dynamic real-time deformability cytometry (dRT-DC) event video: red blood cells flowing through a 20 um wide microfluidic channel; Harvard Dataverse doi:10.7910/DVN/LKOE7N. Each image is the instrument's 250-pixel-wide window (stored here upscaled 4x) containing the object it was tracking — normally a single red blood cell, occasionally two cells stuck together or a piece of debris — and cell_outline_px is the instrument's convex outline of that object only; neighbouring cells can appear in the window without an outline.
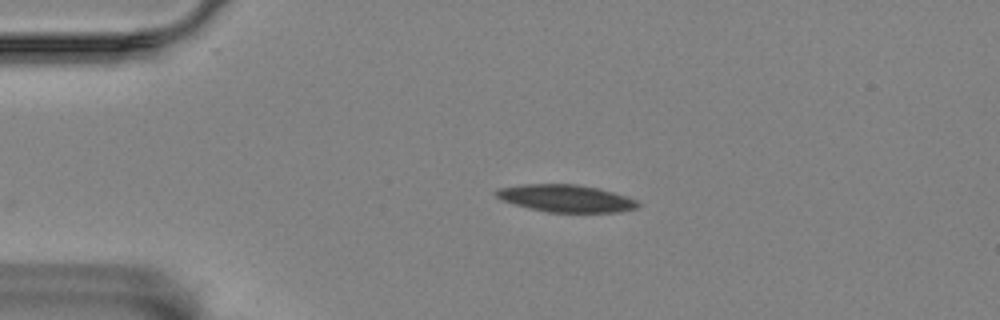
{"species": "Egyptian fruit bat (a non-hibernating species)", "species_latin": "Rousettus aegyptiacus", "temperature_condition": "room temperature", "stored_images_in_passage": 37, "camera_frame_rate_fps": 3000, "um_per_image_px": 0.085, "animal": {"sex": "female"}, "frame": {"image": 1, "passage_image": 1, "time_ms": 0.0, "image_size_px": [1000, 320], "cell_outline_px": [[640, 208], [620, 212], [548, 212], [528, 208], [504, 200], [496, 196], [496, 188], [520, 184], [576, 184], [596, 188], [612, 192], [636, 200], [640, 204]], "centroid_in_image_um": [48.11, 16.86], "position_along_channel_um": 36.9, "area_um2": 22.43}}
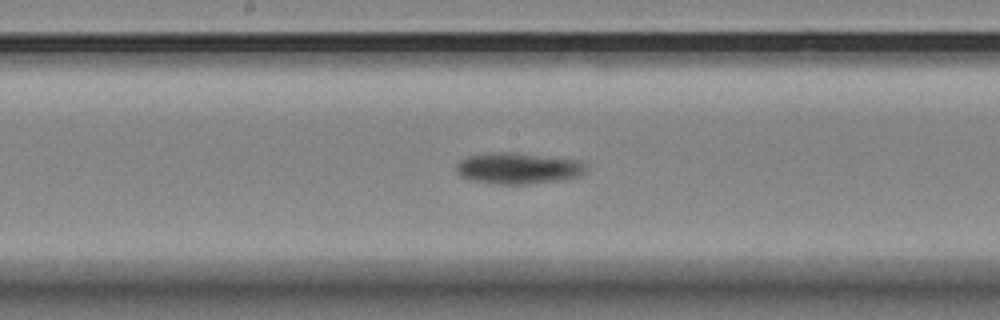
{"frame": {"image": 2, "passage_image": 19, "time_ms": 6.0, "image_size_px": [1000, 320], "cell_outline_px": [[588, 168], [580, 176], [568, 180], [528, 184], [500, 184], [472, 180], [460, 176], [456, 172], [456, 164], [460, 160], [468, 156], [488, 152], [516, 152], [580, 160], [588, 164]], "centroid_in_image_um": [44.1, 14.3], "position_along_channel_um": 204.1, "area_um2": 24.16}}
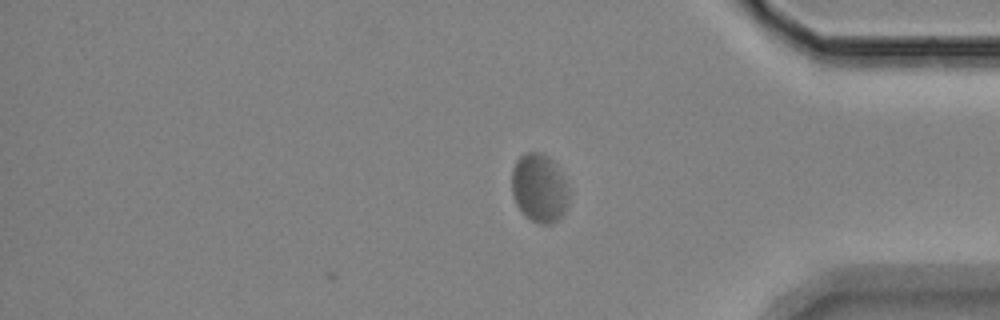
{"frame": {"image": 3, "passage_image": 37, "time_ms": 12.0, "image_size_px": [1000, 320], "cell_outline_px": [[568, 204], [560, 220], [552, 224], [540, 224], [532, 220], [516, 204], [512, 196], [512, 168], [516, 160], [524, 152], [540, 152], [548, 156], [556, 164], [568, 188]], "centroid_in_image_um": [45.84, 15.98], "position_along_channel_um": 389.4, "area_um2": 22.89}, "authors_computed_cell_mechanics": {"area_um2": 23.0044, "velocity_mm_per_s": 3.3724, "shape_relaxation_time_tau1_ms": 9.5719, "shape_relaxation_time_tau2_ms": 2.536, "deformation_change_tau1": 0.1637, "deformation_change_tau2": 0.0374}}